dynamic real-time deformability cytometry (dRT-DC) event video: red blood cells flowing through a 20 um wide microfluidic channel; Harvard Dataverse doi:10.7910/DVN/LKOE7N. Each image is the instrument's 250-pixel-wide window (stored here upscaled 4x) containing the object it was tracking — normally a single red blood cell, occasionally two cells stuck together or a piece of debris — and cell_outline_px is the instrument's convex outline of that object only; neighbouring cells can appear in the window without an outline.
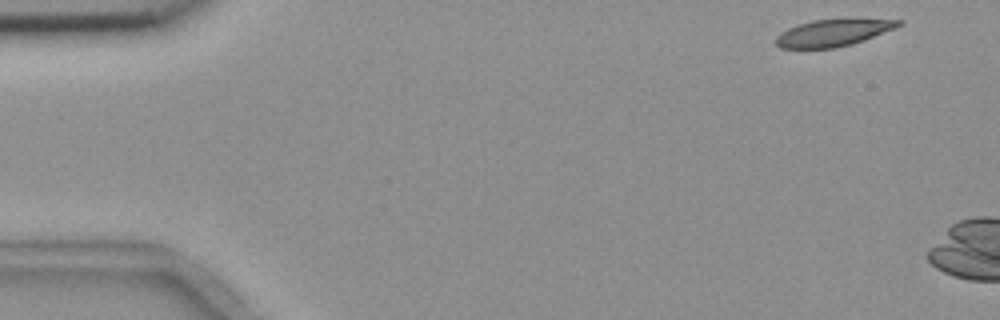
{"species": "common noctule bat (a hibernating species)", "species_latin": "Nyctalus noctula", "temperature_condition": "room temperature", "stored_images_in_passage": 3, "camera_frame_rate_fps": 3000, "um_per_image_px": 0.085, "animal": {"sex": "female", "body_mass_g": 18.4}, "frame": {"image": 1, "passage_image": 1, "time_ms": 0.0, "image_size_px": [1000, 320], "cell_outline_px": [[904, 24], [896, 28], [864, 40], [852, 44], [836, 48], [780, 48], [776, 44], [776, 36], [788, 28], [812, 20], [904, 20]], "centroid_in_image_um": [70.82, 2.81], "position_along_channel_um": 14.2, "area_um2": 18.84}}